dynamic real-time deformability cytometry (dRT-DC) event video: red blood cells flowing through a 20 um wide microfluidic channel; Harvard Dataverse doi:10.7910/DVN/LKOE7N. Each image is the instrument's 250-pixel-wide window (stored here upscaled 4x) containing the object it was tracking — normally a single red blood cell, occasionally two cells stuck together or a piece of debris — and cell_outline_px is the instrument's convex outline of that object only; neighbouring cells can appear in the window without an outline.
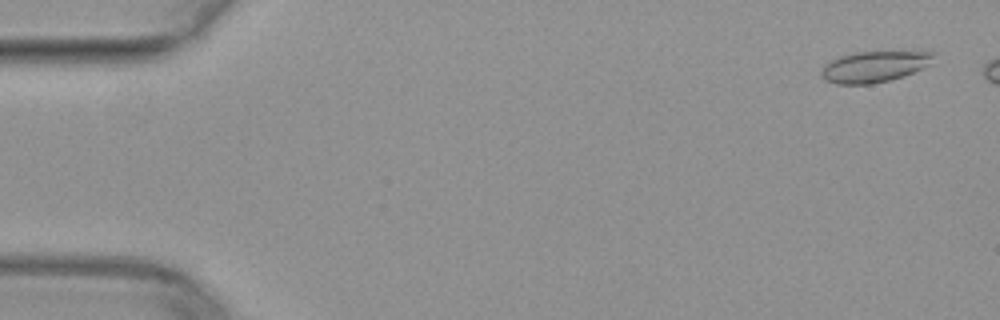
{"species": "common noctule bat (a hibernating species)", "species_latin": "Nyctalus noctula", "temperature_condition": "warm", "stored_images_in_passage": 19, "camera_frame_rate_fps": 3000, "um_per_image_px": 0.085, "animal": {"sex": "female", "body_mass_g": 29.2, "forearm_length_mm": 56.3}, "frame": {"image": 1, "passage_image": 3, "time_ms": 0.667, "image_size_px": [1000, 320], "cell_outline_px": [[936, 52], [932, 64], [924, 68], [904, 76], [872, 84], [836, 84], [824, 80], [820, 76], [820, 72], [824, 64], [840, 56], [852, 52], [920, 48]], "centroid_in_image_um": [74.44, 5.59], "position_along_channel_um": 10.6, "area_um2": 21.68}}
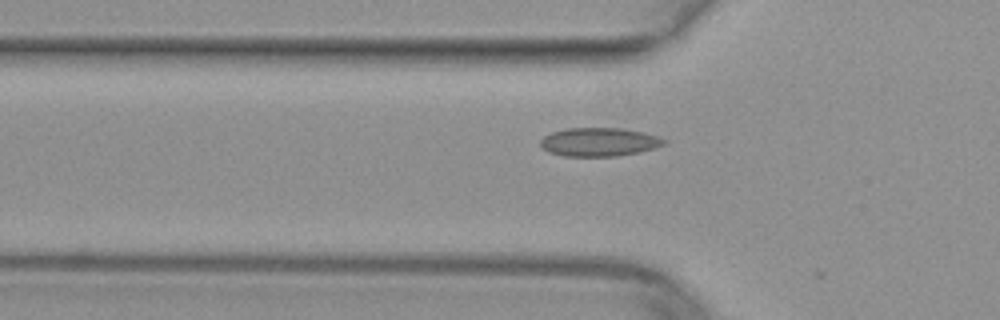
{"frame": {"image": 2, "passage_image": 18, "time_ms": 5.667, "image_size_px": [1000, 320], "cell_outline_px": [[668, 140], [664, 144], [640, 152], [616, 156], [564, 156], [548, 152], [540, 144], [540, 140], [544, 136], [552, 132], [568, 128], [620, 128], [644, 132]], "centroid_in_image_um": [50.92, 12.07], "position_along_channel_um": 74.9, "area_um2": 20.46}}